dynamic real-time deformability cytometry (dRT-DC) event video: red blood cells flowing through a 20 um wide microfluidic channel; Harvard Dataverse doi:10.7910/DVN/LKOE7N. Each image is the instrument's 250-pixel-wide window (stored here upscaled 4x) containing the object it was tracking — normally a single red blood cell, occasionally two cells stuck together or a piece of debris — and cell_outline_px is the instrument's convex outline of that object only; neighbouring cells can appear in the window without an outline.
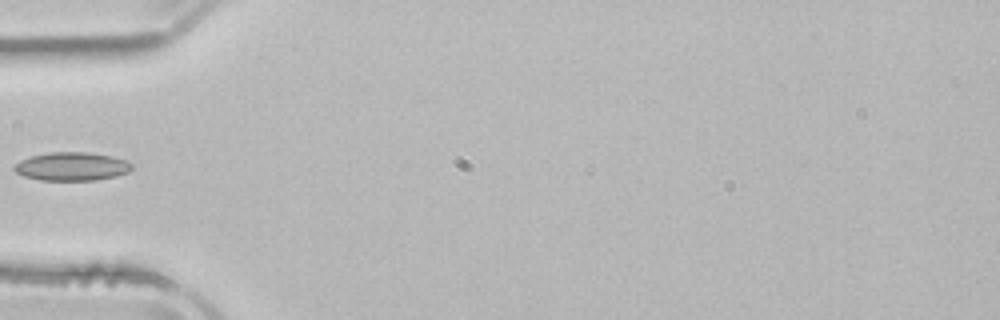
{"species": "common noctule bat (a hibernating species)", "species_latin": "Nyctalus noctula", "temperature_condition": "room temperature", "stored_images_in_passage": 5, "camera_frame_rate_fps": 3000, "um_per_image_px": 0.085, "animal": {"sex": "male", "body_mass_g": 21.5, "forearm_length_mm": 52.0}, "frame": {"image": 1, "passage_image": 5, "time_ms": 5.0, "image_size_px": [1000, 320], "cell_outline_px": [[132, 168], [128, 172], [116, 176], [96, 180], [40, 180], [24, 176], [16, 172], [12, 168], [12, 164], [20, 160], [32, 156], [52, 152], [88, 152], [112, 156], [128, 160], [132, 164]], "centroid_in_image_um": [6.1, 14.14], "position_along_channel_um": 78.9, "area_um2": 19.59}}